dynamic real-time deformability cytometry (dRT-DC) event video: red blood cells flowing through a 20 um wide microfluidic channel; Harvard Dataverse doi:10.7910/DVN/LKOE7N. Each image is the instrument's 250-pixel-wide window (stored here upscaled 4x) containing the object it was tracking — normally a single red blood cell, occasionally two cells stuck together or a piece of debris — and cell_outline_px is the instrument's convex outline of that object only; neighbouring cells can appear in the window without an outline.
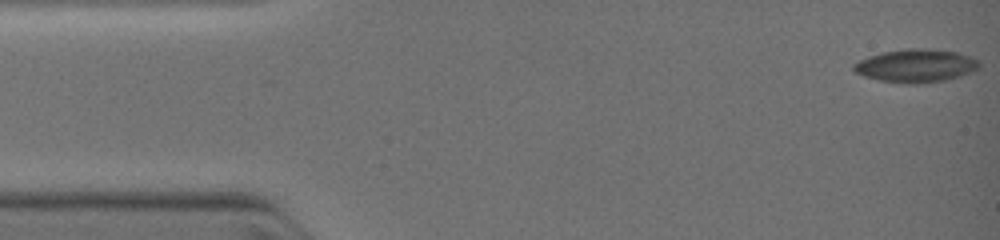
{"species": "common noctule bat (a hibernating species)", "species_latin": "Nyctalus noctula", "temperature_condition": "warm", "stored_images_in_passage": 38, "camera_frame_rate_fps": 3000, "um_per_image_px": 0.085, "animal": {"sex": "female", "body_mass_g": 19.0, "forearm_length_mm": 51.5}, "frame": {"image": 1, "passage_image": 1, "time_ms": 0.0, "image_size_px": [1000, 240], "cell_outline_px": [[980, 68], [960, 76], [944, 80], [916, 84], [904, 84], [880, 80], [864, 76], [856, 72], [852, 68], [852, 64], [868, 56], [884, 52], [908, 48], [924, 48], [956, 52], [980, 60]], "centroid_in_image_um": [77.85, 5.59], "position_along_channel_um": 7.2, "area_um2": 24.16}}
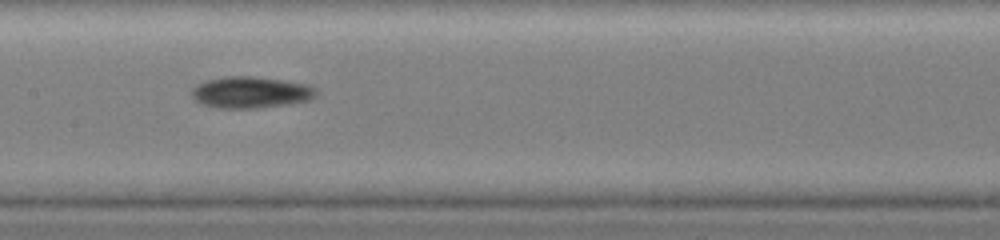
{"frame": {"image": 2, "passage_image": 17, "time_ms": 6.0, "image_size_px": [1000, 240], "cell_outline_px": [[320, 92], [312, 100], [256, 108], [220, 108], [200, 104], [192, 96], [192, 88], [196, 84], [208, 80], [224, 76], [256, 76], [308, 84], [316, 88]], "centroid_in_image_um": [21.34, 7.84], "position_along_channel_um": 186.1, "area_um2": 23.0}}
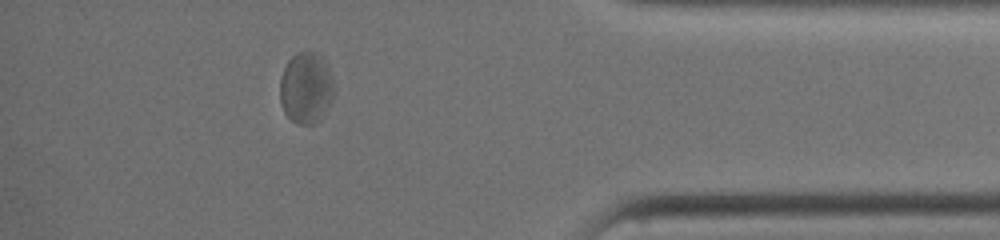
{"frame": {"image": 3, "passage_image": 31, "time_ms": 11.0, "image_size_px": [1000, 240], "cell_outline_px": [[332, 96], [320, 120], [312, 124], [300, 124], [292, 120], [284, 112], [280, 100], [280, 80], [284, 68], [288, 60], [296, 52], [308, 48], [320, 52], [328, 64], [332, 76]], "centroid_in_image_um": [26.01, 7.38], "position_along_channel_um": 409.2, "area_um2": 22.72}}